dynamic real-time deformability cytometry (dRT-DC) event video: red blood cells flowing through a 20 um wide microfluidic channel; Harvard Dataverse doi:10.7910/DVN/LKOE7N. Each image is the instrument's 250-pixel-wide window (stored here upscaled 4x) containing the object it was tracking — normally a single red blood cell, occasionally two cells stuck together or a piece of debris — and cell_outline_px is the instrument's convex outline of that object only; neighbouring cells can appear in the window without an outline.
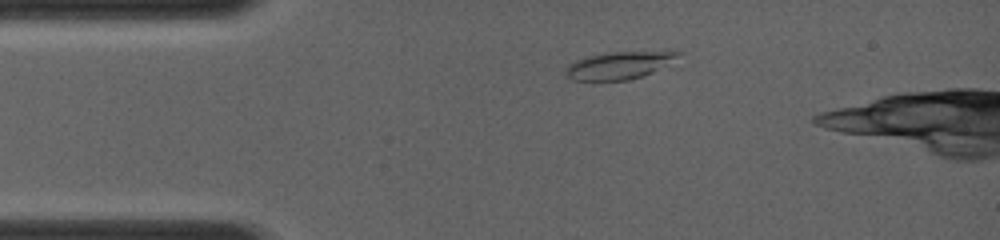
{"species": "common noctule bat (a hibernating species)", "species_latin": "Nyctalus noctula", "temperature_condition": "room temperature", "stored_images_in_passage": 10, "camera_frame_rate_fps": 4000, "um_per_image_px": 0.085, "animal": {"sex": "female", "body_mass_g": 19.0, "forearm_length_mm": 56.7}, "frame": {"image": 1, "passage_image": 5, "time_ms": 2.25, "image_size_px": [1000, 240], "cell_outline_px": [[684, 52], [652, 72], [628, 80], [572, 80], [564, 72], [564, 68], [568, 64], [576, 60], [588, 56], [608, 52], [668, 48]], "centroid_in_image_um": [52.67, 5.49], "position_along_channel_um": 32.3, "area_um2": 18.5}}
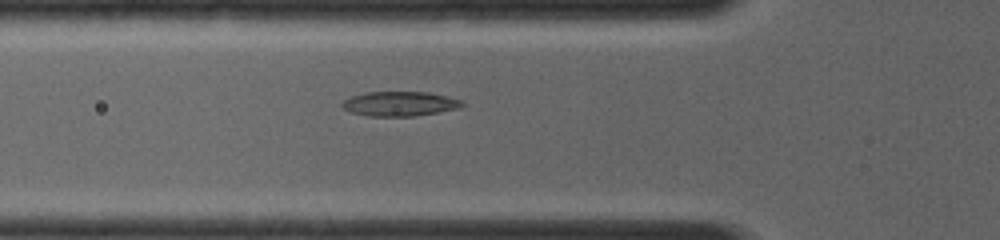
{"frame": {"image": 2, "passage_image": 9, "time_ms": 4.25, "image_size_px": [1000, 240], "cell_outline_px": [[464, 104], [460, 108], [416, 116], [368, 116], [352, 112], [344, 108], [340, 104], [344, 100], [352, 96], [364, 92], [428, 92], [464, 100]], "centroid_in_image_um": [34.0, 8.82], "position_along_channel_um": 91.8, "area_um2": 17.22}}